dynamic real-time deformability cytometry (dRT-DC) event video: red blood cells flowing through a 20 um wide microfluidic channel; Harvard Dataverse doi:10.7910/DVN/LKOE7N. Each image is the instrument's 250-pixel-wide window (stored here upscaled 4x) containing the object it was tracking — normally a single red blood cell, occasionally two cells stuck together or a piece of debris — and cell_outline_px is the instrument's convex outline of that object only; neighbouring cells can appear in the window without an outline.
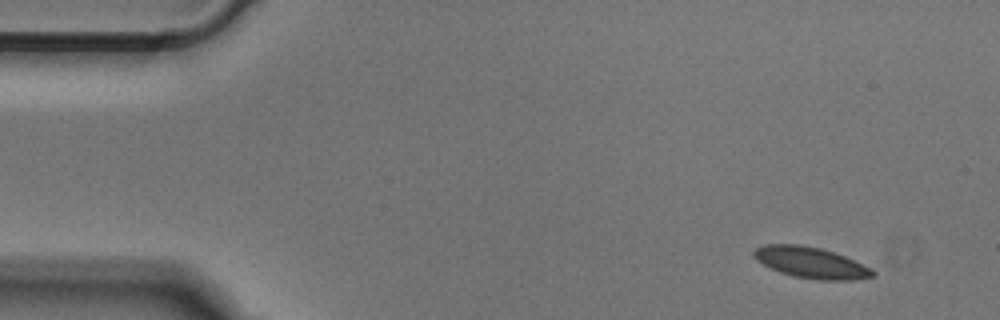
{"species": "Egyptian fruit bat (a non-hibernating species)", "species_latin": "Rousettus aegyptiacus", "temperature_condition": "cold", "stored_images_in_passage": 48, "camera_frame_rate_fps": 3000, "um_per_image_px": 0.085, "animal": {"sex": "male"}, "frame": {"image": 1, "passage_image": 1, "time_ms": 0.0, "image_size_px": [1000, 320], "cell_outline_px": [[876, 276], [852, 280], [816, 280], [792, 276], [780, 272], [756, 260], [752, 256], [752, 252], [756, 248], [764, 244], [800, 244], [820, 248], [844, 256], [872, 268], [876, 272]], "centroid_in_image_um": [68.93, 22.33], "position_along_channel_um": 16.1, "area_um2": 21.62}}
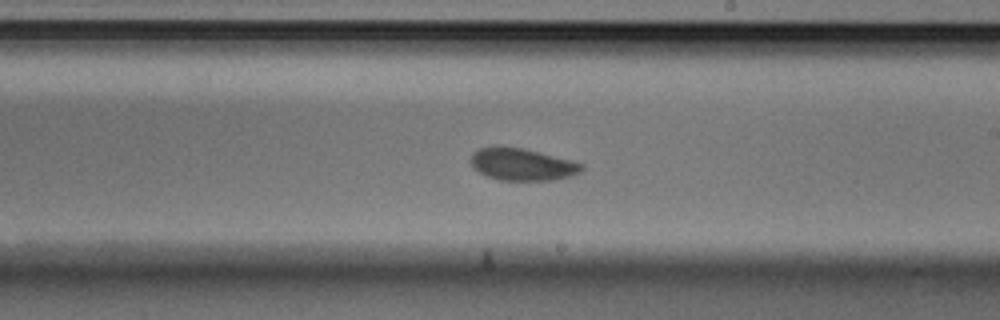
{"frame": {"image": 2, "passage_image": 26, "time_ms": 8.333, "image_size_px": [1000, 320], "cell_outline_px": [[584, 168], [580, 172], [572, 176], [556, 180], [500, 180], [488, 176], [472, 168], [472, 152], [480, 148], [496, 144], [500, 144], [524, 148], [540, 152], [584, 164]], "centroid_in_image_um": [44.37, 13.95], "position_along_channel_um": 244.6, "area_um2": 21.1}}
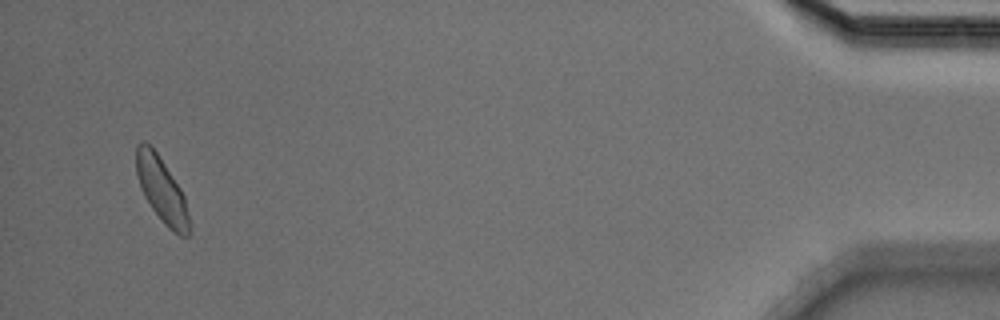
{"frame": {"image": 3, "passage_image": 46, "time_ms": 15.0, "image_size_px": [1000, 320], "cell_outline_px": [[192, 232], [188, 236], [180, 236], [172, 232], [164, 224], [152, 208], [144, 196], [136, 172], [136, 144], [140, 140], [144, 140], [152, 144], [180, 188], [184, 196]], "centroid_in_image_um": [13.74, 16.12], "position_along_channel_um": 421.5, "area_um2": 20.29}}